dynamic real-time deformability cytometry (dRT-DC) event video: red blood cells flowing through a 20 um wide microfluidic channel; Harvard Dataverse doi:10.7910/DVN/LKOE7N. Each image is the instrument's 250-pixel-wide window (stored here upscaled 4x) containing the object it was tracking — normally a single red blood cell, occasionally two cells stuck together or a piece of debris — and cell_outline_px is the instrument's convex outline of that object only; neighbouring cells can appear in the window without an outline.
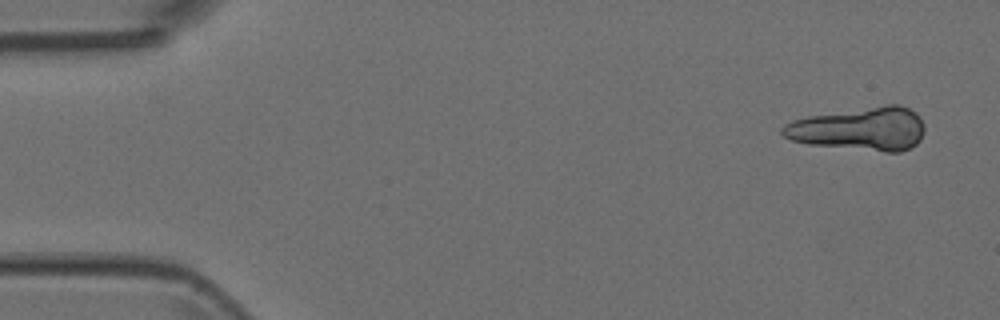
{"species": "Egyptian fruit bat (a non-hibernating species)", "species_latin": "Rousettus aegyptiacus", "temperature_condition": "room temperature", "stored_images_in_passage": 7, "segment_of_instrument_passage": [1, 2], "camera_frame_rate_fps": 3000, "um_per_image_px": 0.085, "animal": {"sex": "female"}, "frame": {"image": 1, "passage_image": 1, "time_ms": 0.0, "image_size_px": [1000, 320], "cell_outline_px": [[924, 132], [920, 140], [916, 144], [900, 152], [884, 152], [808, 144], [792, 140], [784, 136], [780, 132], [780, 128], [784, 124], [792, 120], [808, 116], [888, 104], [900, 104], [916, 112], [924, 124]], "centroid_in_image_um": [73.09, 10.95], "position_along_channel_um": 11.9, "area_um2": 36.01}}